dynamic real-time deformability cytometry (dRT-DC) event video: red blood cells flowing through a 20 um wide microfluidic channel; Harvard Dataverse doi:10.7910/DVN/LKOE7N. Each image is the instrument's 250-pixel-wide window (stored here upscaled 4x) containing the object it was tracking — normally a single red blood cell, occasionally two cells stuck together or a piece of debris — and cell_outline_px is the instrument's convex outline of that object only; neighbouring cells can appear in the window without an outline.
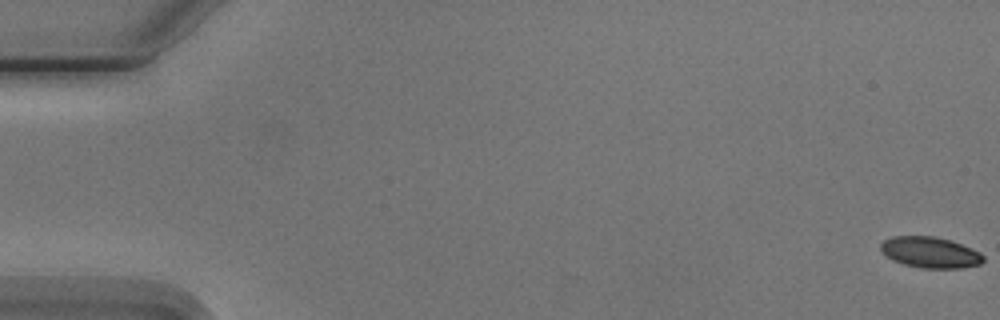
{"species": "Egyptian fruit bat (a non-hibernating species)", "species_latin": "Rousettus aegyptiacus", "temperature_condition": "cold", "stored_images_in_passage": 6, "camera_frame_rate_fps": 3000, "um_per_image_px": 0.085, "animal": {"sex": "male"}, "frame": {"image": 1, "passage_image": 1, "time_ms": 0.0, "image_size_px": [1000, 320], "cell_outline_px": [[984, 260], [980, 264], [964, 268], [920, 268], [904, 264], [892, 260], [884, 256], [880, 248], [880, 244], [884, 240], [892, 236], [932, 236], [952, 240], [972, 248], [980, 252], [984, 256]], "centroid_in_image_um": [79.06, 21.45], "position_along_channel_um": 5.9, "area_um2": 18.79}}